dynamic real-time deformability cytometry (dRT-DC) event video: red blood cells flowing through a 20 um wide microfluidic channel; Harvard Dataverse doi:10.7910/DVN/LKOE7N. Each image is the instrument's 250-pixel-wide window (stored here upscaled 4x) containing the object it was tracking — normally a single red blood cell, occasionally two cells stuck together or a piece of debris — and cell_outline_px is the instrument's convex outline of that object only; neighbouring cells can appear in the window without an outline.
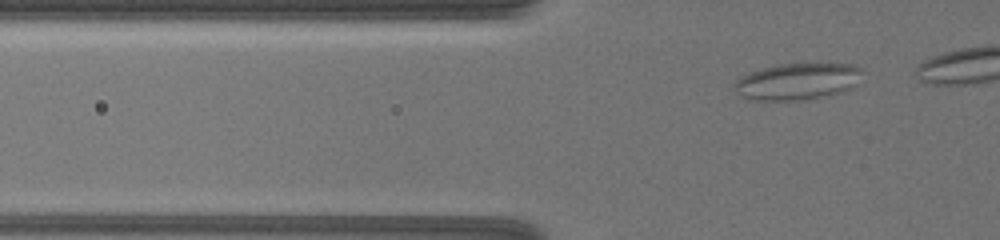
{"species": "common noctule bat (a hibernating species)", "species_latin": "Nyctalus noctula", "temperature_condition": "warm", "stored_images_in_passage": 44, "segment_of_instrument_passage": [1, 2], "camera_frame_rate_fps": 3000, "um_per_image_px": 0.085, "animal": {"sex": "female", "body_mass_g": 19.5, "forearm_length_mm": 54.1}, "frame": {"image": 1, "passage_image": 3, "time_ms": 0.667, "image_size_px": [1000, 240], "cell_outline_px": [[860, 72], [856, 84], [840, 92], [820, 96], [796, 100], [756, 100], [744, 96], [732, 88], [732, 84], [740, 76], [748, 72], [776, 64], [852, 64], [860, 68]], "centroid_in_image_um": [67.69, 6.9], "position_along_channel_um": 58.1, "area_um2": 26.76}}
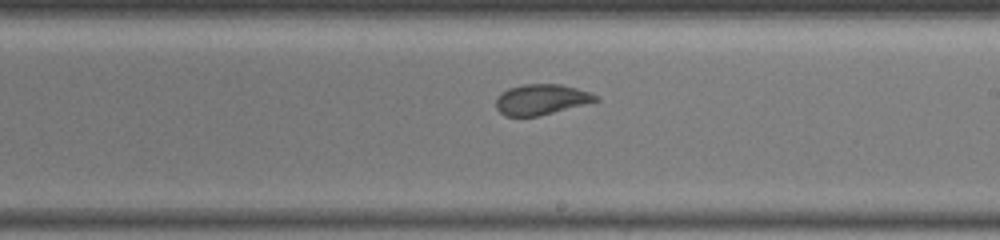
{"frame": {"image": 2, "passage_image": 25, "time_ms": 8.0, "image_size_px": [1000, 240], "cell_outline_px": [[600, 100], [540, 116], [504, 116], [496, 108], [496, 100], [500, 92], [508, 88], [524, 84], [560, 84], [576, 88], [588, 92], [596, 96]], "centroid_in_image_um": [45.97, 8.46], "position_along_channel_um": 243.0, "area_um2": 17.69}}
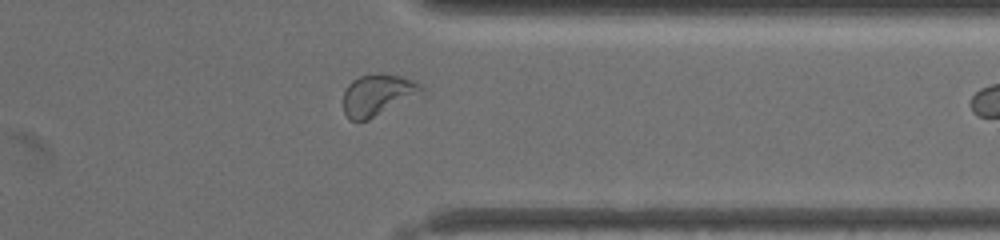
{"frame": {"image": 3, "passage_image": 40, "time_ms": 13.0, "image_size_px": [1000, 240], "cell_outline_px": [[424, 96], [368, 120], [348, 120], [344, 112], [344, 88], [352, 80], [360, 76], [376, 72], [384, 72], [400, 76], [412, 80], [420, 84], [424, 88]], "centroid_in_image_um": [32.18, 8.07], "position_along_channel_um": 379.2, "area_um2": 19.77}}